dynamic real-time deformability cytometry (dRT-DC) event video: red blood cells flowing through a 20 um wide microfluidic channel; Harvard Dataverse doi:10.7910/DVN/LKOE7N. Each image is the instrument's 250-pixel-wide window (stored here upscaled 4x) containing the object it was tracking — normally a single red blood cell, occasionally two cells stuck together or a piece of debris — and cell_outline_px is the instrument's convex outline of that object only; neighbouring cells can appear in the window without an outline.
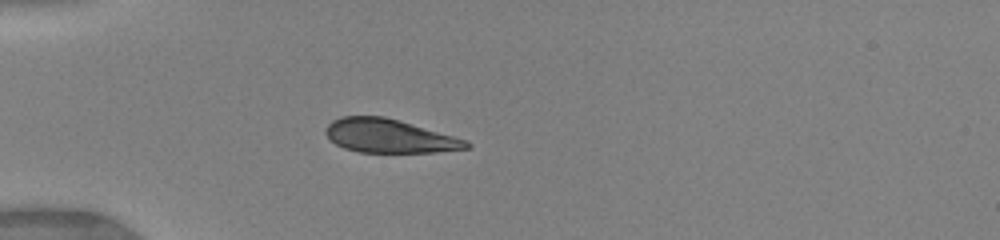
{"species": "human", "species_latin": "Homo sapiens", "temperature_condition": "warm", "stored_images_in_passage": 72, "camera_frame_rate_fps": 3000, "um_per_image_px": 0.085, "donor": {"sex": "female"}, "frame": {"image": 1, "passage_image": 26, "time_ms": 4.667, "image_size_px": [1000, 240], "cell_outline_px": [[472, 144], [468, 148], [436, 152], [360, 152], [344, 148], [336, 144], [324, 132], [328, 124], [332, 120], [340, 116], [384, 116], [400, 120], [468, 140]], "centroid_in_image_um": [33.1, 11.55], "position_along_channel_um": 51.9, "area_um2": 27.57}}
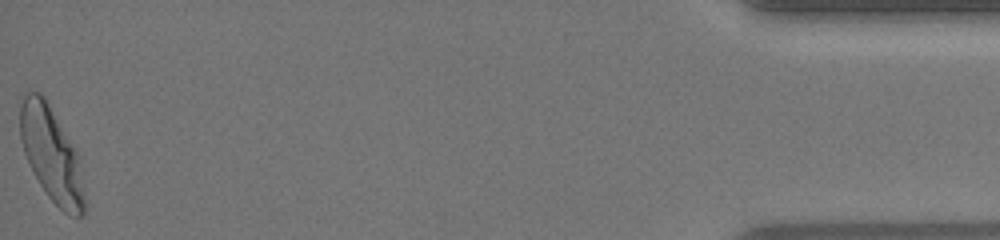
{"frame": {"image": 2, "passage_image": 72, "time_ms": 16.667, "image_size_px": [1000, 240], "cell_outline_px": [[84, 212], [80, 216], [72, 216], [64, 212], [48, 196], [40, 184], [24, 152], [20, 136], [20, 108], [24, 92], [40, 92], [44, 96], [76, 152], [84, 192]], "centroid_in_image_um": [4.34, 13.1], "position_along_channel_um": 430.9, "area_um2": 34.33}, "authors_computed_cell_mechanics": {"area_um2": 30.0849, "velocity_mm_per_s": 3.9818, "shape_relaxation_time_tau1_ms": 2.1455, "shape_relaxation_time_tau2_ms": null, "deformation_change_tau1": 0.1405, "deformation_change_tau2": null}}